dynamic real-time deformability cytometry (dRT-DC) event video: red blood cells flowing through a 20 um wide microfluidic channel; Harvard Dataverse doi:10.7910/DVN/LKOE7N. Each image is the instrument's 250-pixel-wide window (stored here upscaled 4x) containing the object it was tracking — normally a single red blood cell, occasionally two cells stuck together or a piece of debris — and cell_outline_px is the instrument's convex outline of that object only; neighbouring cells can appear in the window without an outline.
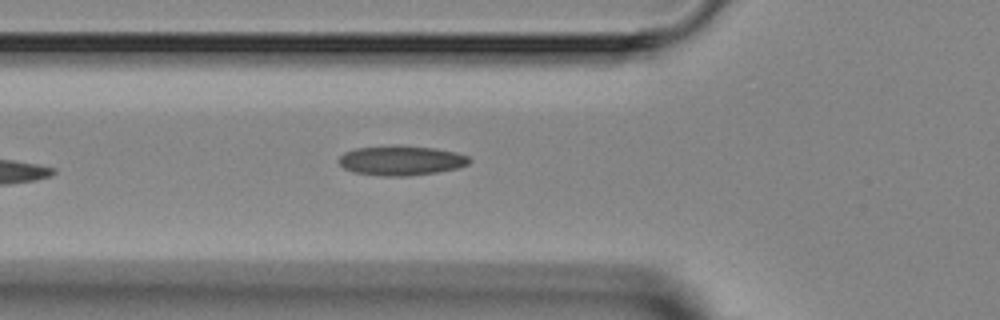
{"species": "Egyptian fruit bat (a non-hibernating species)", "species_latin": "Rousettus aegyptiacus", "temperature_condition": "room temperature", "stored_images_in_passage": 3, "camera_frame_rate_fps": 3000, "um_per_image_px": 0.085, "animal": {"sex": "female"}, "frame": {"image": 1, "passage_image": 3, "time_ms": 2.333, "image_size_px": [1000, 320], "cell_outline_px": [[472, 160], [468, 164], [456, 168], [436, 172], [408, 176], [384, 176], [356, 172], [344, 168], [336, 160], [344, 152], [356, 148], [396, 144], [400, 144], [436, 148], [456, 152], [468, 156]], "centroid_in_image_um": [34.09, 13.62], "position_along_channel_um": 91.7, "area_um2": 22.83}}